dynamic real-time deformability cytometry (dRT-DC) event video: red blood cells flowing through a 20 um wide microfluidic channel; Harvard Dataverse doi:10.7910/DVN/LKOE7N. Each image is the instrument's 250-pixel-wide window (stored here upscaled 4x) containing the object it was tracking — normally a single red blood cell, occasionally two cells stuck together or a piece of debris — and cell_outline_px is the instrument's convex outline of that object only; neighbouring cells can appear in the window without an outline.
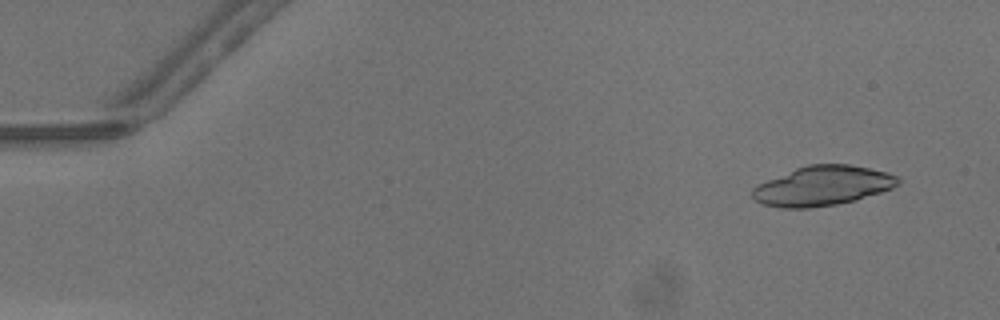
{"species": "common noctule bat (a hibernating species)", "species_latin": "Nyctalus noctula", "temperature_condition": "warm", "stored_images_in_passage": 11, "camera_frame_rate_fps": 3000, "um_per_image_px": 0.085, "animal": {"sex": "male", "body_mass_g": 13.3}, "frame": {"image": 1, "passage_image": 4, "time_ms": 1.0, "image_size_px": [1000, 320], "cell_outline_px": [[900, 184], [892, 188], [856, 200], [836, 204], [808, 208], [780, 208], [760, 204], [752, 196], [752, 188], [768, 180], [796, 168], [808, 164], [848, 164], [888, 172], [900, 176]], "centroid_in_image_um": [69.95, 15.8], "position_along_channel_um": 15.1, "area_um2": 33.58}}